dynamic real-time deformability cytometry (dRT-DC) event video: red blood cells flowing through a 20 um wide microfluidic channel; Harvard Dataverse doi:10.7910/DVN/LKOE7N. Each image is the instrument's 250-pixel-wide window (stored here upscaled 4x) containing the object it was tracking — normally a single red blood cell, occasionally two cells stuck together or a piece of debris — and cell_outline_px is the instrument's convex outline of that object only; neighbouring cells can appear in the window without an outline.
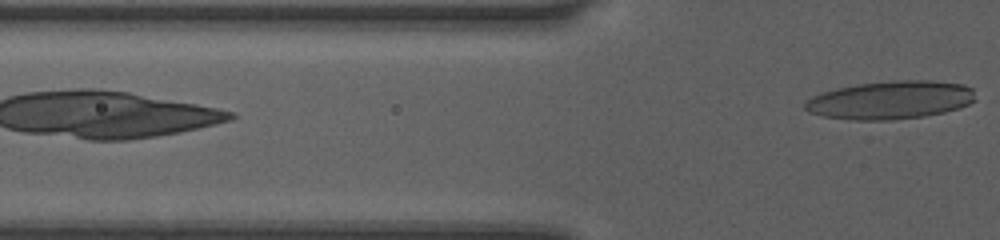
{"species": "human", "species_latin": "Homo sapiens", "temperature_condition": "room temperature", "stored_images_in_passage": 3, "camera_frame_rate_fps": 3000, "um_per_image_px": 0.085, "donor": {"sex": "female"}, "frame": {"image": 1, "passage_image": 3, "time_ms": 1.667, "image_size_px": [1000, 240], "cell_outline_px": [[976, 100], [968, 104], [944, 112], [924, 116], [892, 120], [856, 120], [824, 116], [808, 112], [804, 108], [804, 104], [812, 96], [836, 88], [856, 84], [892, 80], [932, 80], [960, 84], [972, 88]], "centroid_in_image_um": [75.68, 8.5], "position_along_channel_um": 50.1, "area_um2": 37.86}}